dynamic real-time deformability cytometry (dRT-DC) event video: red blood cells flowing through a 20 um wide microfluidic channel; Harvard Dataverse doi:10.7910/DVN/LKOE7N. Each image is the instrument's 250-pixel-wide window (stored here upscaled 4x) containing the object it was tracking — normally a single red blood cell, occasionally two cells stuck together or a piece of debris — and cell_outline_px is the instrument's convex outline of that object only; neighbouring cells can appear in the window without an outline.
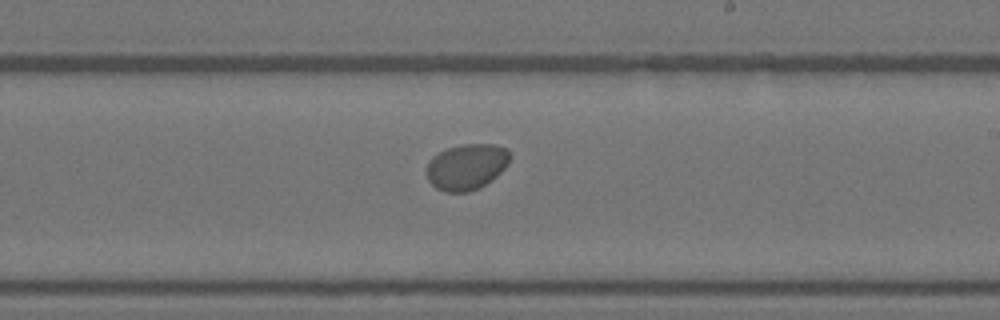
{"species": "Egyptian fruit bat (a non-hibernating species)", "species_latin": "Rousettus aegyptiacus", "temperature_condition": "warm", "stored_images_in_passage": 9, "camera_frame_rate_fps": 3000, "um_per_image_px": 0.085, "animal": {"sex": "female"}, "frame": {"image": 1, "passage_image": 8, "time_ms": 2.333, "image_size_px": [1000, 320], "cell_outline_px": [[512, 156], [508, 164], [496, 176], [480, 188], [468, 192], [444, 192], [436, 188], [428, 180], [424, 172], [432, 156], [448, 148], [464, 144], [496, 144], [508, 148]], "centroid_in_image_um": [39.67, 14.17], "position_along_channel_um": 249.3, "area_um2": 22.6}}